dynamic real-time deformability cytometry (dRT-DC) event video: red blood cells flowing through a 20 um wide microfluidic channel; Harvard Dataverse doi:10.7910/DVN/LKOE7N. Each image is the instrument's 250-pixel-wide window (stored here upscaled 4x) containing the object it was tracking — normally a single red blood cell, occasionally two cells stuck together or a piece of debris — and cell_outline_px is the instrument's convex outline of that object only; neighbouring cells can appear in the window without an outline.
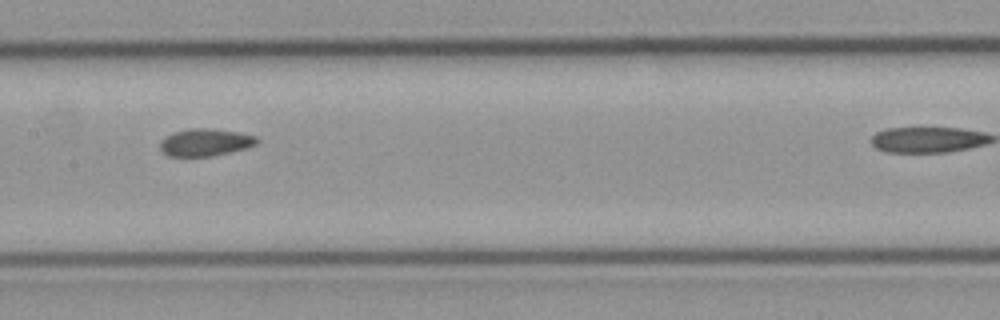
{"species": "common noctule bat (a hibernating species)", "species_latin": "Nyctalus noctula", "temperature_condition": "cold", "stored_images_in_passage": 9, "camera_frame_rate_fps": 3000, "um_per_image_px": 0.085, "animal": {"sex": "male", "body_mass_g": 23.1, "forearm_length_mm": 52.7}, "frame": {"image": 1, "passage_image": 6, "time_ms": 1.667, "image_size_px": [1000, 320], "cell_outline_px": [[260, 140], [256, 144], [248, 148], [212, 156], [168, 156], [160, 148], [160, 140], [176, 132], [188, 128], [212, 128], [236, 132], [256, 136]], "centroid_in_image_um": [17.48, 12.1], "position_along_channel_um": 189.9, "area_um2": 15.37}}
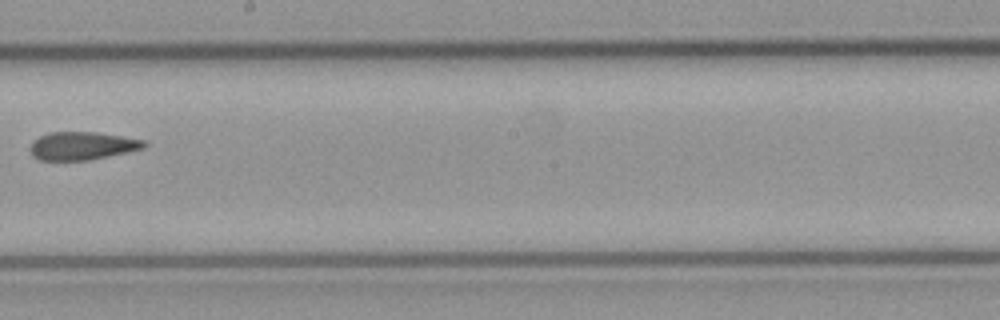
{"frame": {"image": 2, "passage_image": 8, "time_ms": 2.333, "image_size_px": [1000, 320], "cell_outline_px": [[148, 144], [144, 148], [88, 160], [40, 160], [32, 156], [28, 148], [40, 136], [48, 132], [96, 132], [144, 140]], "centroid_in_image_um": [6.96, 12.39], "position_along_channel_um": 241.2, "area_um2": 18.44}}
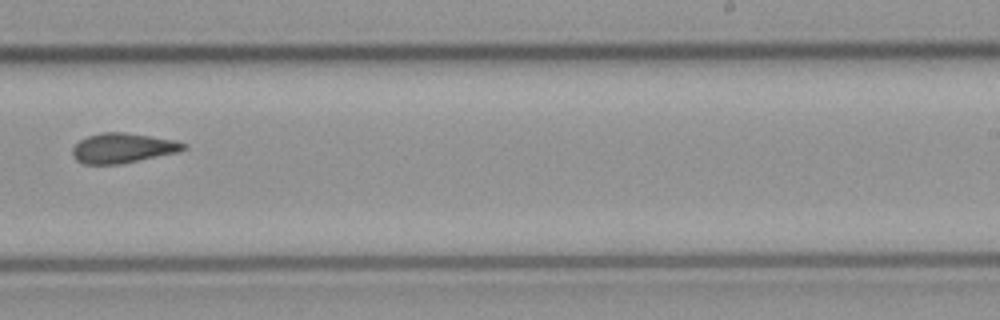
{"frame": {"image": 3, "passage_image": 9, "time_ms": 2.667, "image_size_px": [1000, 320], "cell_outline_px": [[188, 148], [176, 152], [120, 164], [84, 164], [76, 160], [72, 156], [72, 148], [80, 140], [88, 136], [100, 132], [124, 132], [176, 140], [188, 144]], "centroid_in_image_um": [10.42, 12.58], "position_along_channel_um": 278.6, "area_um2": 19.31}}